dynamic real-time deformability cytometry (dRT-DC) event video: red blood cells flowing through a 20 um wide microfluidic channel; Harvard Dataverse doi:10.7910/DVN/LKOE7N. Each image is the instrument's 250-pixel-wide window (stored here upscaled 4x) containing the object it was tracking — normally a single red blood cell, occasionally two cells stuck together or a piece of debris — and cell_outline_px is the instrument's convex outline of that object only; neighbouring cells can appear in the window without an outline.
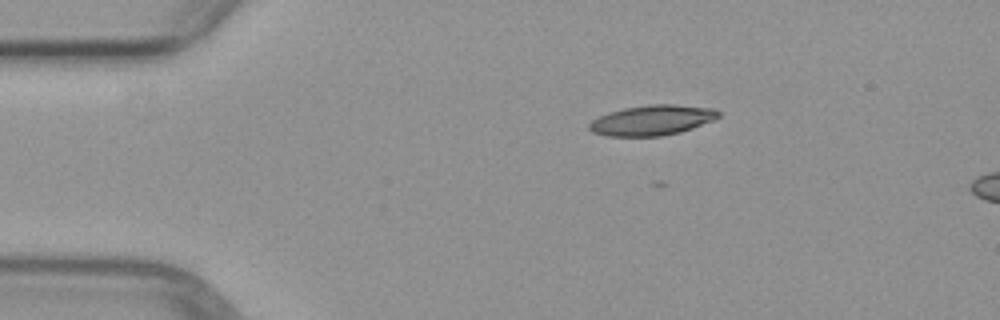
{"species": "common noctule bat (a hibernating species)", "species_latin": "Nyctalus noctula", "temperature_condition": "warm", "stored_images_in_passage": 2, "camera_frame_rate_fps": 3000, "um_per_image_px": 0.085, "animal": {"sex": "female", "body_mass_g": 29.2, "forearm_length_mm": 56.3}, "frame": {"image": 1, "passage_image": 1, "time_ms": 0.0, "image_size_px": [1000, 320], "cell_outline_px": [[720, 116], [712, 120], [692, 128], [680, 132], [660, 136], [604, 136], [592, 132], [588, 128], [588, 124], [592, 120], [608, 112], [624, 108], [648, 104], [676, 104], [712, 108], [720, 112]], "centroid_in_image_um": [55.39, 10.21], "position_along_channel_um": 29.6, "area_um2": 22.77}}